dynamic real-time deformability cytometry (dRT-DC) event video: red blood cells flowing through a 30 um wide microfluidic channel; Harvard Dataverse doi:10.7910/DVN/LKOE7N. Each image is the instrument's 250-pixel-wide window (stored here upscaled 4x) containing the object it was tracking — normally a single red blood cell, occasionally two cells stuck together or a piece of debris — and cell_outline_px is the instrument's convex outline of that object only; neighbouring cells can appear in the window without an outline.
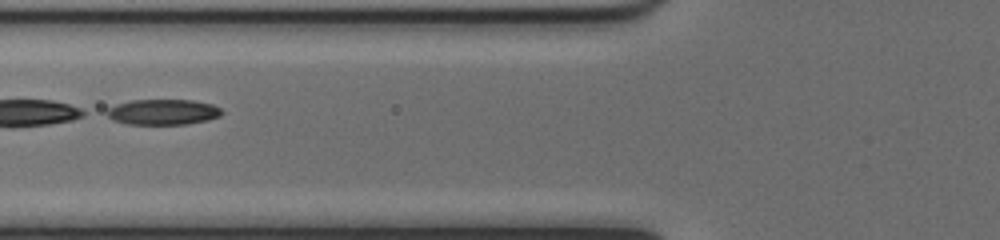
{"species": "common noctule bat (a hibernating species)", "species_latin": "Nyctalus noctula", "temperature_condition": "cold", "stored_images_in_passage": 51, "segment_of_instrument_passage": [2, 2], "camera_frame_rate_fps": 3000, "um_per_image_px": 0.085, "animal": {"sex": "female", "body_mass_g": 17.0, "forearm_length_mm": 48.0}, "frame": {"image": 1, "passage_image": 21, "time_ms": 6.667, "image_size_px": [1000, 240], "cell_outline_px": [[224, 112], [220, 116], [208, 120], [184, 124], [124, 124], [112, 120], [108, 116], [108, 108], [116, 104], [132, 100], [192, 100], [212, 104], [220, 108]], "centroid_in_image_um": [13.86, 9.52], "position_along_channel_um": 111.9, "area_um2": 17.11}}
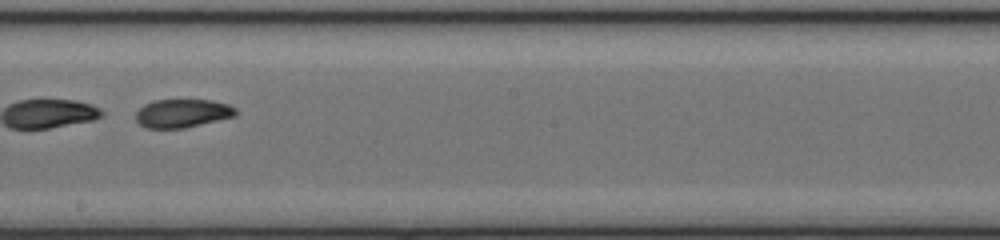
{"frame": {"image": 2, "passage_image": 30, "time_ms": 9.667, "image_size_px": [1000, 240], "cell_outline_px": [[240, 112], [236, 116], [184, 128], [148, 128], [140, 124], [136, 120], [136, 112], [144, 104], [152, 100], [212, 100], [228, 104], [236, 108]], "centroid_in_image_um": [15.54, 9.62], "position_along_channel_um": 232.7, "area_um2": 16.65}}